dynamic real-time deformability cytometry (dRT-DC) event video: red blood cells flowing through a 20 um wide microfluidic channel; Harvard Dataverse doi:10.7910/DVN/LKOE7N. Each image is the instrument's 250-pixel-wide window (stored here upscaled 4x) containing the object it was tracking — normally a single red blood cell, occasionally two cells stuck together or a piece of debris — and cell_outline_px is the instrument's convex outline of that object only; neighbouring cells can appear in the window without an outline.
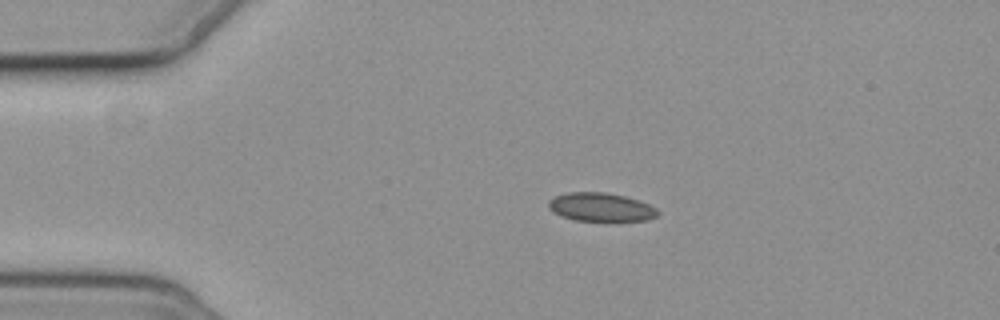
{"species": "common noctule bat (a hibernating species)", "species_latin": "Nyctalus noctula", "temperature_condition": "cold", "stored_images_in_passage": 5, "camera_frame_rate_fps": 3000, "um_per_image_px": 0.085, "animal": {"sex": "female", "body_mass_g": 19.3, "forearm_length_mm": 54.1}, "frame": {"image": 1, "passage_image": 3, "time_ms": 2.333, "image_size_px": [1000, 320], "cell_outline_px": [[660, 212], [656, 216], [648, 220], [608, 224], [576, 220], [564, 216], [548, 208], [548, 200], [556, 196], [568, 192], [604, 192], [624, 196], [640, 200], [656, 208]], "centroid_in_image_um": [51.14, 17.65], "position_along_channel_um": 33.9, "area_um2": 18.9}}
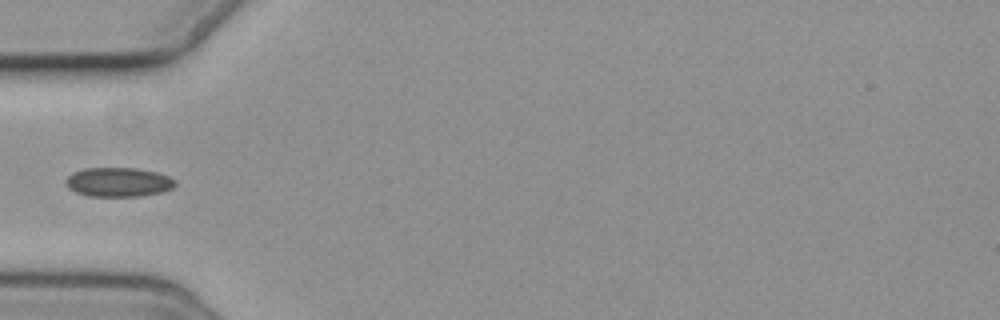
{"frame": {"image": 2, "passage_image": 5, "time_ms": 4.667, "image_size_px": [1000, 320], "cell_outline_px": [[176, 184], [172, 188], [160, 192], [140, 196], [88, 196], [76, 192], [68, 188], [64, 180], [72, 172], [84, 168], [136, 168], [156, 172], [168, 176], [176, 180]], "centroid_in_image_um": [10.04, 15.47], "position_along_channel_um": 75.0, "area_um2": 18.67}}